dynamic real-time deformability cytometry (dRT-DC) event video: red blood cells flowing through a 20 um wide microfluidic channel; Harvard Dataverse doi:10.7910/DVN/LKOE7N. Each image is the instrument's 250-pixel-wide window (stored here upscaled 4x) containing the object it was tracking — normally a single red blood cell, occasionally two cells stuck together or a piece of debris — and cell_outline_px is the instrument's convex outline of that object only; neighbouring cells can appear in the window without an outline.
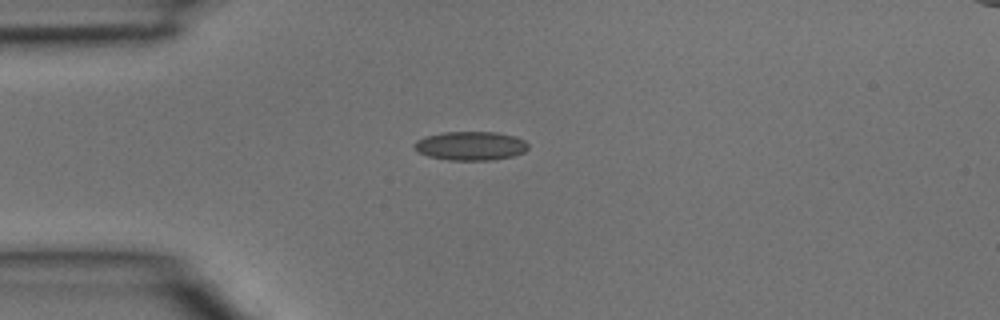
{"species": "common noctule bat (a hibernating species)", "species_latin": "Nyctalus noctula", "temperature_condition": "room temperature", "stored_images_in_passage": 1, "camera_frame_rate_fps": 3000, "um_per_image_px": 0.085, "animal": {"sex": "male", "body_mass_g": 15.6}, "frame": {"image": 1, "passage_image": 1, "time_ms": 0.0, "image_size_px": [1000, 320], "cell_outline_px": [[528, 148], [524, 152], [512, 156], [492, 160], [448, 160], [428, 156], [420, 152], [412, 144], [416, 140], [424, 136], [444, 132], [496, 132], [516, 136], [524, 140], [528, 144]], "centroid_in_image_um": [40.0, 12.39], "position_along_channel_um": 45.0, "area_um2": 19.19}}